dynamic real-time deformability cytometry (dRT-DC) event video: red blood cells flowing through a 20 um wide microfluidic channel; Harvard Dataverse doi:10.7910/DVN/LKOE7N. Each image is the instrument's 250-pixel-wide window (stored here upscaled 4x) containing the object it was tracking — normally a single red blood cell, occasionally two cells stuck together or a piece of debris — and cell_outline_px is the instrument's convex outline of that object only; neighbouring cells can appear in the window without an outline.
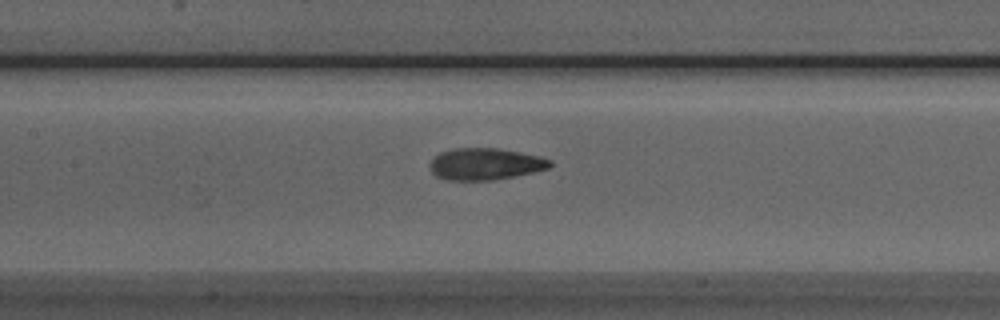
{"species": "Egyptian fruit bat (a non-hibernating species)", "species_latin": "Rousettus aegyptiacus", "temperature_condition": "room temperature", "stored_images_in_passage": 36, "camera_frame_rate_fps": 3000, "um_per_image_px": 0.085, "animal": {"sex": "male"}, "frame": {"image": 1, "passage_image": 14, "time_ms": 4.333, "image_size_px": [1000, 320], "cell_outline_px": [[552, 164], [548, 168], [532, 172], [496, 180], [448, 180], [436, 176], [432, 172], [428, 164], [440, 152], [452, 148], [496, 148], [520, 152], [540, 156], [552, 160]], "centroid_in_image_um": [41.23, 13.94], "position_along_channel_um": 166.2, "area_um2": 22.25}}
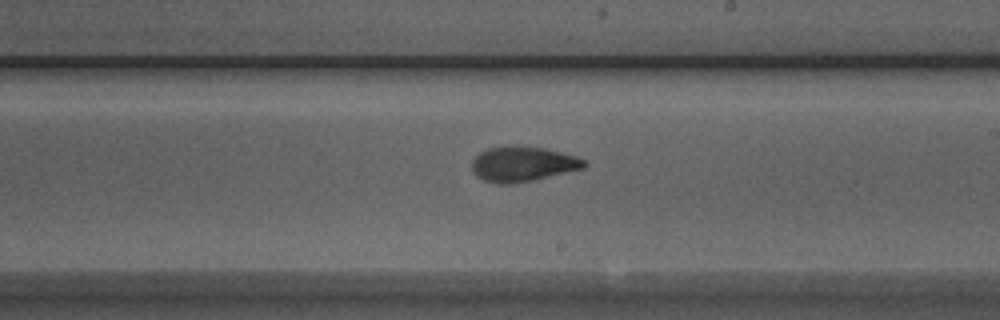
{"frame": {"image": 2, "passage_image": 20, "time_ms": 6.333, "image_size_px": [1000, 320], "cell_outline_px": [[588, 164], [584, 168], [532, 180], [508, 184], [500, 184], [484, 180], [476, 176], [472, 168], [472, 160], [480, 152], [488, 148], [544, 148], [576, 156], [584, 160]], "centroid_in_image_um": [44.44, 13.97], "position_along_channel_um": 244.6, "area_um2": 22.14}}
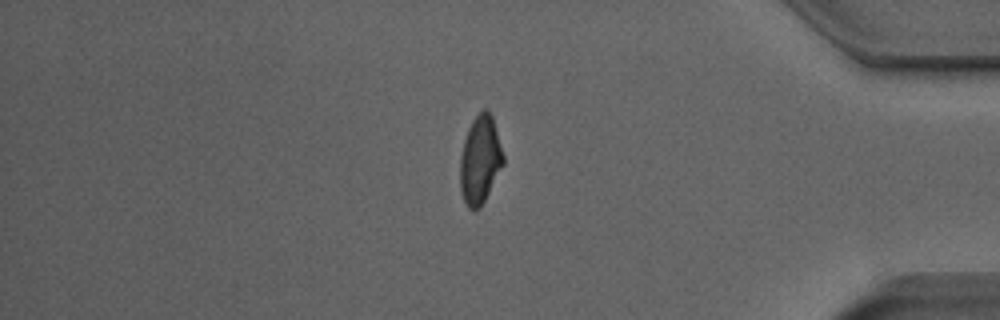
{"frame": {"image": 3, "passage_image": 34, "time_ms": 11.0, "image_size_px": [1000, 320], "cell_outline_px": [[504, 164], [480, 208], [468, 208], [460, 192], [460, 156], [464, 140], [468, 128], [472, 120], [484, 108], [488, 108], [492, 116], [504, 156]], "centroid_in_image_um": [40.8, 13.57], "position_along_channel_um": 394.4, "area_um2": 22.08}, "authors_computed_cell_mechanics": {"area_um2": 22.253, "velocity_mm_per_s": 3.9296, "shape_relaxation_time_tau1_ms": 5.2562, "shape_relaxation_time_tau2_ms": 2.2707, "deformation_change_tau1": 0.1875, "deformation_change_tau2": 0.0664}}